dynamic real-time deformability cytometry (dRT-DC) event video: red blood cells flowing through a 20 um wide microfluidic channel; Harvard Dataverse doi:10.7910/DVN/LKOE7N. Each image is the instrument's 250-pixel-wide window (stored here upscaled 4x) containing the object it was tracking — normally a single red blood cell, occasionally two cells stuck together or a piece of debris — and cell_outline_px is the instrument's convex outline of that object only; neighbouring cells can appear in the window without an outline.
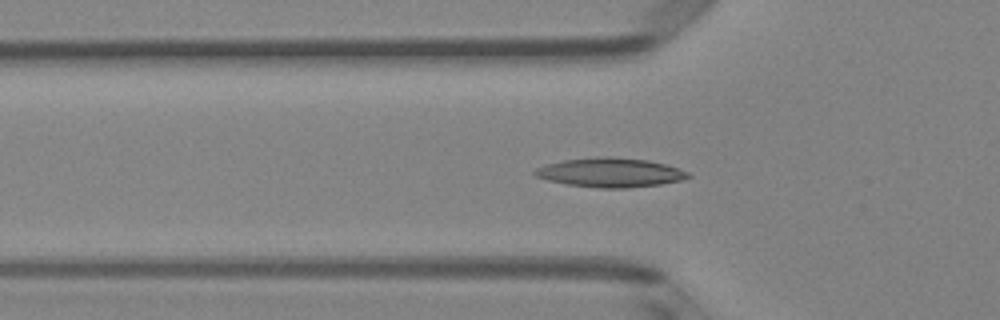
{"species": "Egyptian fruit bat (a non-hibernating species)", "species_latin": "Rousettus aegyptiacus", "temperature_condition": "room temperature", "stored_images_in_passage": 35, "camera_frame_rate_fps": 3000, "um_per_image_px": 0.085, "animal": {"sex": "female"}, "frame": {"image": 1, "passage_image": 3, "time_ms": 0.667, "image_size_px": [1000, 320], "cell_outline_px": [[692, 176], [680, 180], [660, 184], [624, 188], [600, 188], [568, 184], [548, 180], [536, 176], [532, 172], [536, 168], [548, 164], [564, 160], [600, 156], [612, 156], [648, 160], [664, 164], [688, 172]], "centroid_in_image_um": [51.86, 14.66], "position_along_channel_um": 73.9, "area_um2": 25.84}}
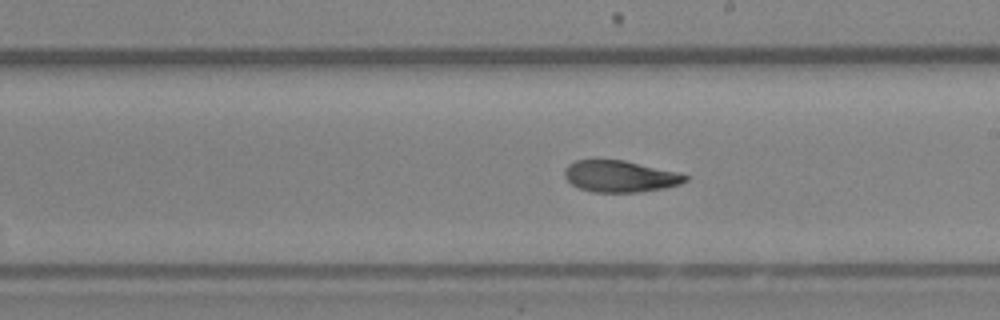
{"frame": {"image": 2, "passage_image": 15, "time_ms": 4.667, "image_size_px": [1000, 320], "cell_outline_px": [[688, 180], [680, 184], [664, 188], [640, 192], [592, 192], [580, 188], [572, 184], [564, 176], [564, 168], [568, 164], [576, 160], [624, 160], [680, 172], [688, 176]], "centroid_in_image_um": [52.72, 14.98], "position_along_channel_um": 236.3, "area_um2": 22.31}}
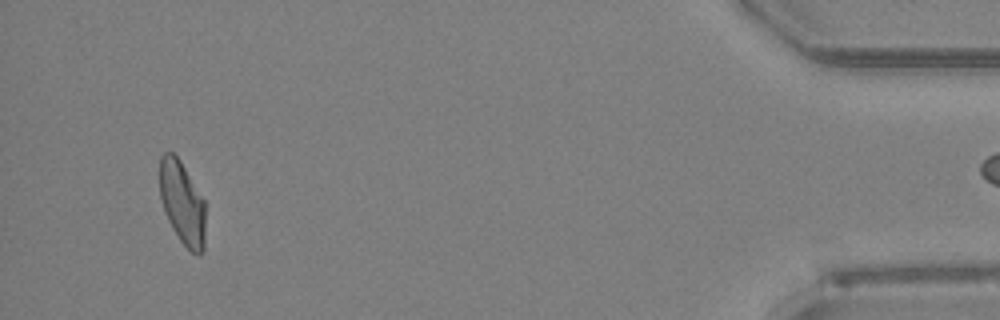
{"frame": {"image": 3, "passage_image": 34, "time_ms": 11.0, "image_size_px": [1000, 320], "cell_outline_px": [[204, 248], [200, 256], [192, 252], [180, 240], [172, 228], [168, 220], [160, 200], [160, 156], [164, 152], [172, 152], [180, 160], [204, 200]], "centroid_in_image_um": [15.48, 17.24], "position_along_channel_um": 419.7, "area_um2": 21.96}}